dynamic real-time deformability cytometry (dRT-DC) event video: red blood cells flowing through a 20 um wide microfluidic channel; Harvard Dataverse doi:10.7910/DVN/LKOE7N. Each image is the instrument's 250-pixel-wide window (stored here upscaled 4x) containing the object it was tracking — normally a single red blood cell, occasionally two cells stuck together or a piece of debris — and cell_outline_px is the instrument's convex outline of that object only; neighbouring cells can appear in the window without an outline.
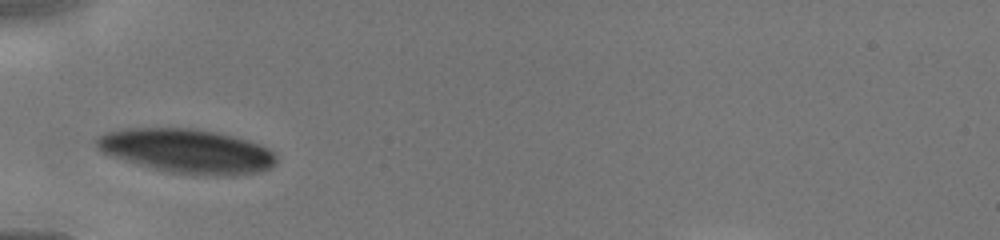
{"species": "human", "species_latin": "Homo sapiens", "temperature_condition": "cold", "stored_images_in_passage": 29, "camera_frame_rate_fps": 3000, "um_per_image_px": 0.085, "donor": {"sex": "male"}, "frame": {"image": 1, "passage_image": 1, "time_ms": 0.0, "image_size_px": [1000, 240], "cell_outline_px": [[280, 156], [276, 164], [272, 168], [260, 172], [236, 176], [212, 176], [168, 172], [108, 156], [100, 152], [96, 148], [96, 140], [104, 132], [124, 128], [196, 128], [216, 132], [248, 140], [260, 144], [268, 148]], "centroid_in_image_um": [15.93, 12.85], "position_along_channel_um": 69.1, "area_um2": 47.11}}
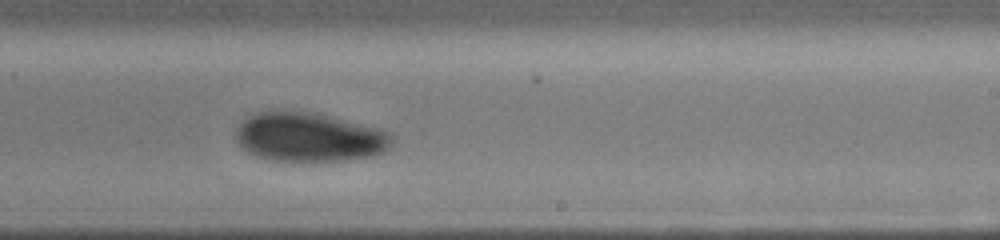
{"frame": {"image": 2, "passage_image": 16, "time_ms": 4.333, "image_size_px": [1000, 240], "cell_outline_px": [[392, 144], [384, 152], [372, 156], [344, 160], [272, 160], [256, 156], [248, 152], [236, 140], [236, 128], [252, 112], [276, 108], [284, 108], [308, 112], [328, 116], [380, 128], [392, 132]], "centroid_in_image_um": [26.25, 11.61], "position_along_channel_um": 262.7, "area_um2": 45.08}}
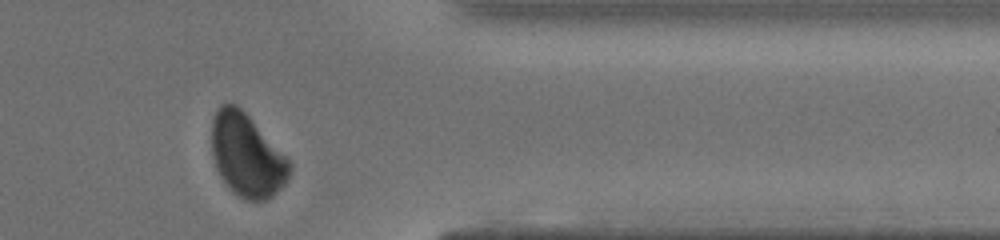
{"frame": {"image": 3, "passage_image": 25, "time_ms": 7.333, "image_size_px": [1000, 240], "cell_outline_px": [[292, 168], [284, 184], [272, 196], [264, 200], [244, 200], [232, 192], [220, 176], [216, 168], [212, 156], [212, 120], [220, 104], [236, 104], [288, 156], [292, 164]], "centroid_in_image_um": [20.99, 13.22], "position_along_channel_um": 390.4, "area_um2": 37.63}}